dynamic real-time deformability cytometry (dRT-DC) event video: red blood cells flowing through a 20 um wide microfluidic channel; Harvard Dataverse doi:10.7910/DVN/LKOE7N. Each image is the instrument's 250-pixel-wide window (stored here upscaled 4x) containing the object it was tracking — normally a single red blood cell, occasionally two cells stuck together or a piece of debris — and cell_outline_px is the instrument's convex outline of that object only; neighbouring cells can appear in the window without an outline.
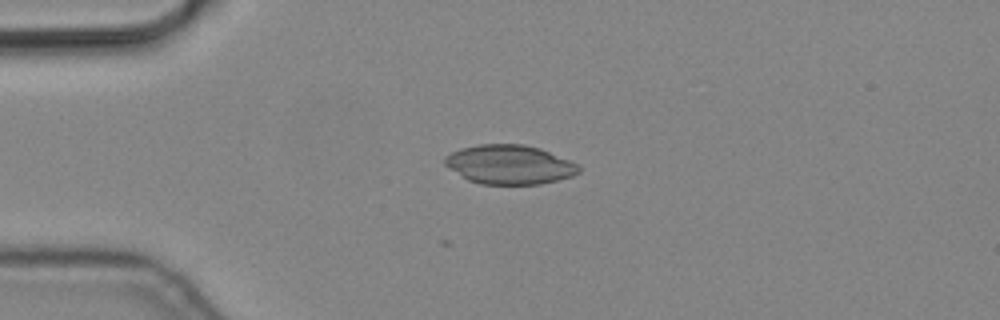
{"species": "common noctule bat (a hibernating species)", "species_latin": "Nyctalus noctula", "temperature_condition": "cold", "stored_images_in_passage": 7, "camera_frame_rate_fps": 3000, "um_per_image_px": 0.085, "animal": {"sex": "male", "body_mass_g": 19.2, "forearm_length_mm": 51.8}, "frame": {"image": 1, "passage_image": 4, "time_ms": 1.0, "image_size_px": [1000, 320], "cell_outline_px": [[580, 172], [572, 176], [540, 184], [480, 184], [468, 180], [444, 164], [444, 156], [460, 148], [480, 144], [524, 144], [540, 148], [568, 160], [576, 164], [580, 168]], "centroid_in_image_um": [43.28, 13.98], "position_along_channel_um": 41.7, "area_um2": 30.4}}
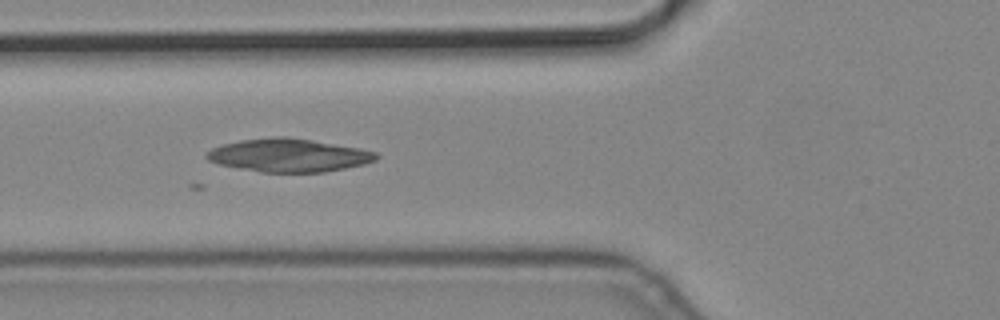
{"frame": {"image": 2, "passage_image": 6, "time_ms": 1.667, "image_size_px": [1000, 320], "cell_outline_px": [[380, 156], [376, 160], [364, 164], [324, 172], [260, 172], [220, 164], [208, 160], [204, 156], [212, 148], [224, 144], [240, 140], [276, 136], [284, 136], [312, 140], [360, 148], [376, 152]], "centroid_in_image_um": [24.56, 13.19], "position_along_channel_um": 101.2, "area_um2": 32.6}}
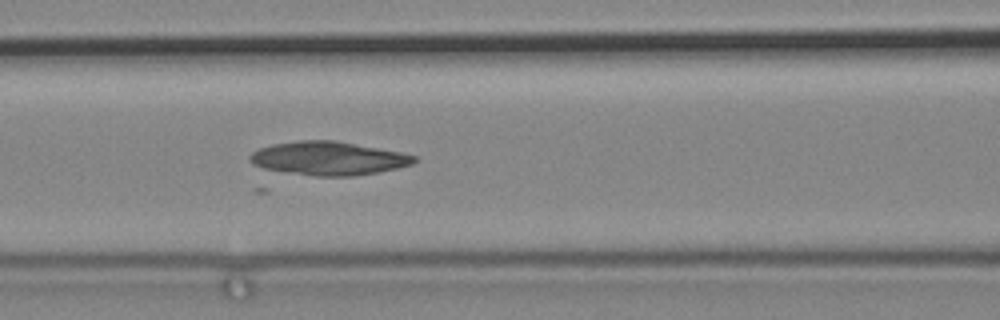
{"frame": {"image": 3, "passage_image": 7, "time_ms": 2.0, "image_size_px": [1000, 320], "cell_outline_px": [[416, 160], [412, 164], [396, 168], [376, 172], [352, 176], [316, 176], [288, 172], [264, 168], [252, 164], [248, 160], [248, 156], [252, 152], [260, 148], [272, 144], [296, 140], [336, 140], [400, 152], [416, 156]], "centroid_in_image_um": [27.88, 13.45], "position_along_channel_um": 138.7, "area_um2": 31.96}}